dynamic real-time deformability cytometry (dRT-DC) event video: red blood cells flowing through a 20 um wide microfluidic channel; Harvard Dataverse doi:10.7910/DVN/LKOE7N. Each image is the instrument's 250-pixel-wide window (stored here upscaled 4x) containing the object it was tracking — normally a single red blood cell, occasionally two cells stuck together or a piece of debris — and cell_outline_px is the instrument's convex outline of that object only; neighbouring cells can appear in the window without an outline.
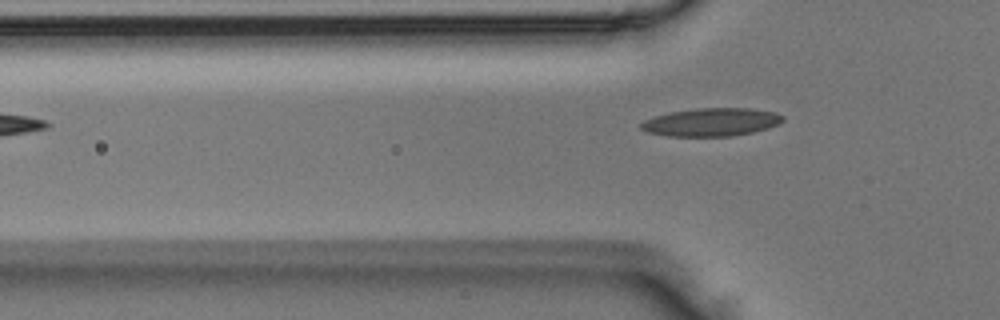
{"species": "Egyptian fruit bat (a non-hibernating species)", "species_latin": "Rousettus aegyptiacus", "temperature_condition": "room temperature", "stored_images_in_passage": 4, "camera_frame_rate_fps": 3000, "um_per_image_px": 0.085, "animal": {"sex": "male"}, "frame": {"image": 1, "passage_image": 4, "time_ms": 1.0, "image_size_px": [1000, 320], "cell_outline_px": [[784, 120], [780, 124], [768, 128], [752, 132], [732, 136], [668, 136], [648, 132], [640, 128], [640, 124], [644, 120], [668, 112], [696, 108], [748, 108], [776, 112], [784, 116]], "centroid_in_image_um": [60.49, 10.37], "position_along_channel_um": 65.3, "area_um2": 23.29}}